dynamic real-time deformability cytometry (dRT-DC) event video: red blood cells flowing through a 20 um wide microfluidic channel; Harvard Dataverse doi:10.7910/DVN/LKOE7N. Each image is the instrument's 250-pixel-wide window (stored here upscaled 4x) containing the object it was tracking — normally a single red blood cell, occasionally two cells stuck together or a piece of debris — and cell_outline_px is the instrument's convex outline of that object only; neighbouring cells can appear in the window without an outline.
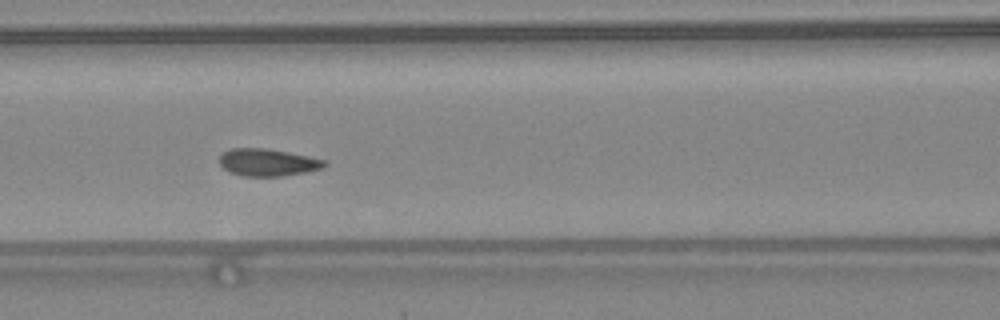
{"species": "common noctule bat (a hibernating species)", "species_latin": "Nyctalus noctula", "temperature_condition": "warm", "stored_images_in_passage": 49, "camera_frame_rate_fps": 3000, "um_per_image_px": 0.085, "animal": {"sex": "female", "body_mass_g": 24.6, "forearm_length_mm": 56.2}, "frame": {"image": 1, "passage_image": 22, "time_ms": 7.0, "image_size_px": [1000, 320], "cell_outline_px": [[328, 164], [324, 168], [304, 172], [280, 176], [244, 176], [232, 172], [224, 168], [220, 164], [220, 156], [224, 152], [232, 148], [264, 148], [288, 152], [308, 156], [324, 160]], "centroid_in_image_um": [22.77, 13.8], "position_along_channel_um": 143.8, "area_um2": 16.47}, "authors_computed_cell_mechanics": {"area_um2": 16.473, "velocity_mm_per_s": 4.3272, "shape_relaxation_time_tau1_ms": 8.9382, "shape_relaxation_time_tau2_ms": null, "deformation_change_tau1": 0.1474, "deformation_change_tau2": null}}